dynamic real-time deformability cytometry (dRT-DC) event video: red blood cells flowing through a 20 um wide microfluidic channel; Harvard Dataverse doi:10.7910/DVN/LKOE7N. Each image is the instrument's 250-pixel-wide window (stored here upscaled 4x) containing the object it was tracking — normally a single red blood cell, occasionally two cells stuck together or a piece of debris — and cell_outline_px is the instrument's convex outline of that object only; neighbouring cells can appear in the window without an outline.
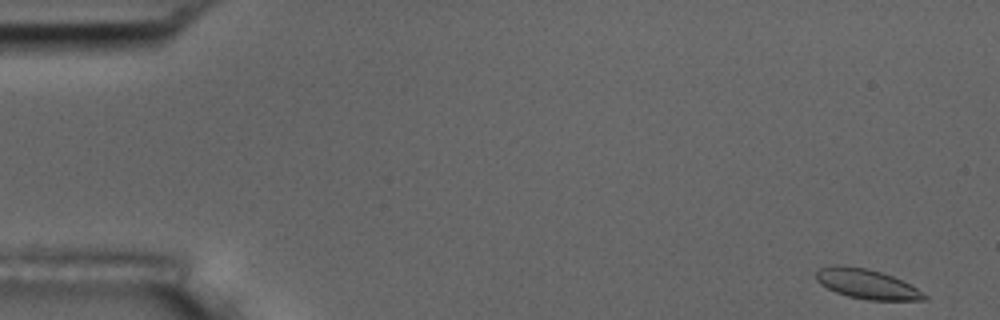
{"species": "common noctule bat (a hibernating species)", "species_latin": "Nyctalus noctula", "temperature_condition": "room temperature", "stored_images_in_passage": 12, "camera_frame_rate_fps": 3000, "um_per_image_px": 0.085, "animal": {"sex": "male", "body_mass_g": 17.5, "forearm_length_mm": 52.3}, "frame": {"image": 1, "passage_image": 1, "time_ms": 0.0, "image_size_px": [1000, 320], "cell_outline_px": [[928, 300], [868, 300], [848, 296], [836, 292], [820, 284], [816, 280], [816, 272], [820, 268], [832, 264], [836, 264], [868, 268], [892, 276], [916, 288], [928, 296]], "centroid_in_image_um": [73.65, 24.13], "position_along_channel_um": 11.4, "area_um2": 18.67}}